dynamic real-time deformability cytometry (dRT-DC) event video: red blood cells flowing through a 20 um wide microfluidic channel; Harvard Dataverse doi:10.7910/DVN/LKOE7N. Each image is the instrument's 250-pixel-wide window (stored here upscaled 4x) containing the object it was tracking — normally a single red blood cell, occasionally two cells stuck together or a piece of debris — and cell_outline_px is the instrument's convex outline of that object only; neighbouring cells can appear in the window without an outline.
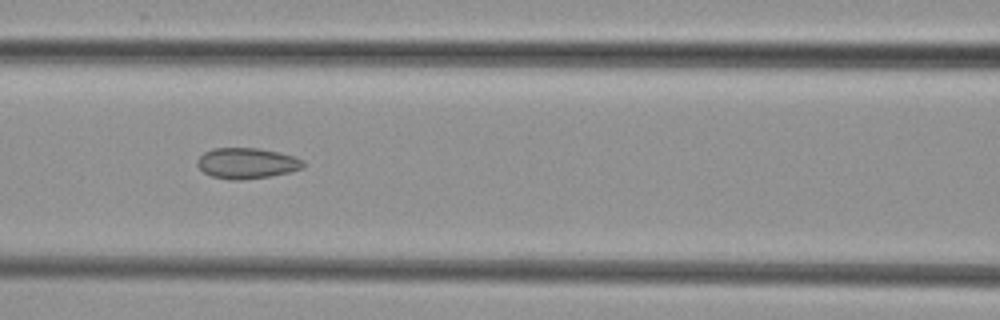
{"species": "common noctule bat (a hibernating species)", "species_latin": "Nyctalus noctula", "temperature_condition": "cold", "stored_images_in_passage": 3, "camera_frame_rate_fps": 3000, "um_per_image_px": 0.085, "animal": {"sex": "female", "body_mass_g": 29.2, "forearm_length_mm": 56.3}, "frame": {"image": 1, "passage_image": 3, "time_ms": 2.333, "image_size_px": [1000, 320], "cell_outline_px": [[304, 168], [288, 172], [268, 176], [240, 180], [232, 180], [212, 176], [204, 172], [196, 164], [196, 160], [204, 152], [212, 148], [256, 148], [280, 152], [304, 160]], "centroid_in_image_um": [20.96, 13.86], "position_along_channel_um": 145.6, "area_um2": 18.9}}